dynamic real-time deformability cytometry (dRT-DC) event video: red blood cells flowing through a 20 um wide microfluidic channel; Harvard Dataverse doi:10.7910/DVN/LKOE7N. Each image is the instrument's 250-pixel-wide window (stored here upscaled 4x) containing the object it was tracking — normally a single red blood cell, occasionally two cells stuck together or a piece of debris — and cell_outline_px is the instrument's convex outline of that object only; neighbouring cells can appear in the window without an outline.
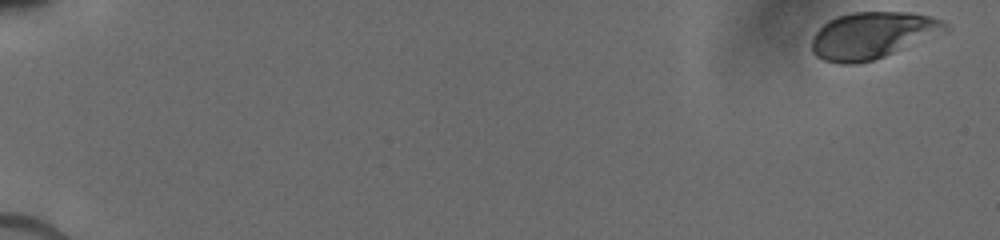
{"species": "human", "species_latin": "Homo sapiens", "temperature_condition": "cold", "stored_images_in_passage": 53, "camera_frame_rate_fps": 3000, "um_per_image_px": 0.085, "donor": {"sex": "male"}, "frame": {"image": 1, "passage_image": 1, "time_ms": 0.0, "image_size_px": [1000, 240], "cell_outline_px": [[948, 32], [884, 56], [872, 60], [856, 64], [840, 64], [824, 60], [816, 56], [812, 52], [812, 36], [828, 20], [836, 16], [852, 12], [908, 12], [928, 16], [940, 20], [948, 28]], "centroid_in_image_um": [74.14, 3.01], "position_along_channel_um": 10.9, "area_um2": 36.3}}
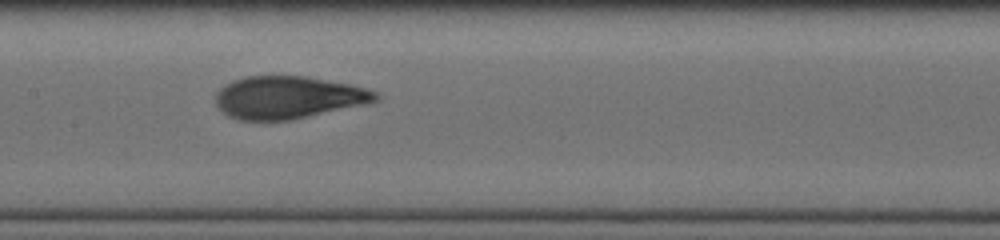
{"frame": {"image": 2, "passage_image": 28, "time_ms": 9.0, "image_size_px": [1000, 240], "cell_outline_px": [[380, 100], [368, 104], [288, 120], [240, 120], [228, 116], [216, 104], [216, 92], [224, 84], [232, 80], [244, 76], [304, 76], [348, 84], [364, 88], [376, 92], [380, 96]], "centroid_in_image_um": [24.48, 8.28], "position_along_channel_um": 182.9, "area_um2": 39.54}}
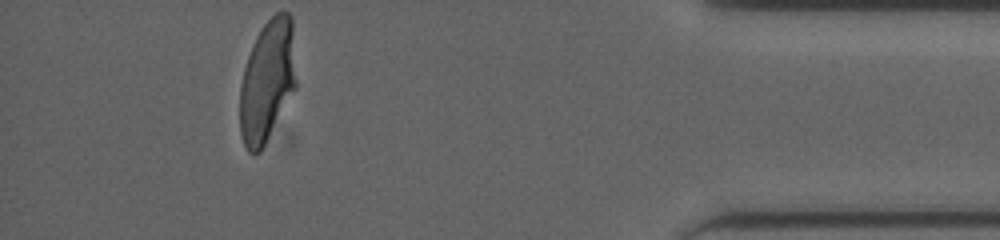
{"frame": {"image": 3, "passage_image": 53, "time_ms": 15.667, "image_size_px": [1000, 240], "cell_outline_px": [[296, 88], [260, 152], [252, 156], [248, 152], [244, 144], [240, 132], [240, 84], [244, 68], [252, 44], [256, 36], [264, 24], [276, 12], [288, 12], [292, 20], [296, 80]], "centroid_in_image_um": [22.71, 6.9], "position_along_channel_um": 412.5, "area_um2": 40.0}}